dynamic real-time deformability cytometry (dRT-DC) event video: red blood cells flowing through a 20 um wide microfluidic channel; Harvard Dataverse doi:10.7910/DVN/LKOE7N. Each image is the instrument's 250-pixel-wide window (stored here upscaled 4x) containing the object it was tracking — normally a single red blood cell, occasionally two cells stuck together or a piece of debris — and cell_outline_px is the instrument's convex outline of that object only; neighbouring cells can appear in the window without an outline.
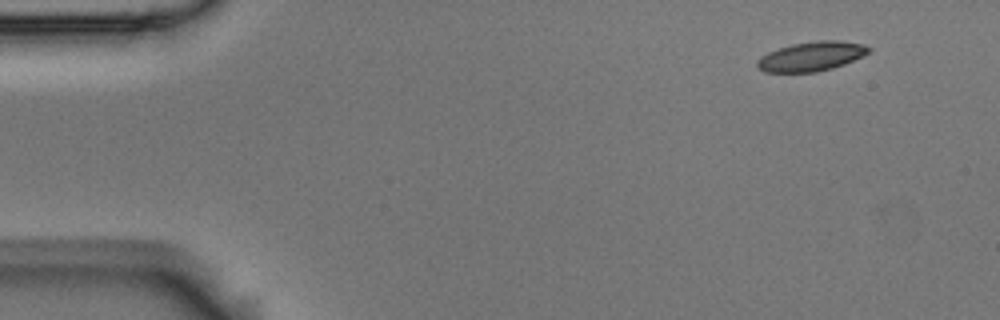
{"species": "Egyptian fruit bat (a non-hibernating species)", "species_latin": "Rousettus aegyptiacus", "temperature_condition": "room temperature", "stored_images_in_passage": 4, "camera_frame_rate_fps": 3000, "um_per_image_px": 0.085, "animal": {"sex": "male"}, "frame": {"image": 1, "passage_image": 1, "time_ms": 0.0, "image_size_px": [1000, 320], "cell_outline_px": [[872, 48], [868, 52], [844, 64], [832, 68], [816, 72], [764, 72], [756, 64], [756, 60], [760, 56], [768, 52], [792, 44], [816, 40], [840, 40], [864, 44]], "centroid_in_image_um": [68.95, 4.78], "position_along_channel_um": 16.0, "area_um2": 19.02}}
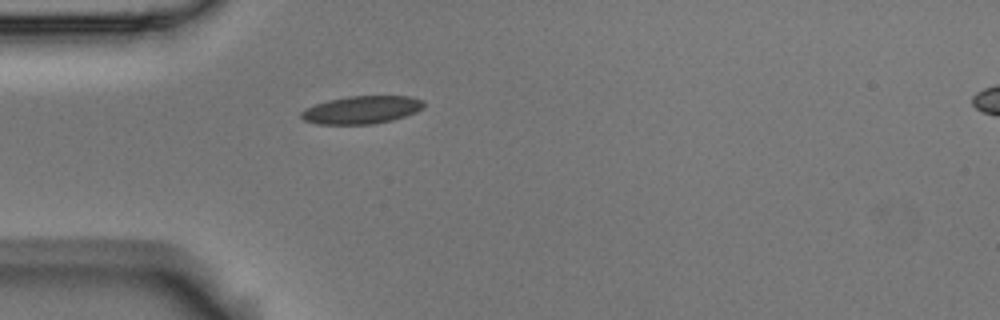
{"frame": {"image": 2, "passage_image": 4, "time_ms": 1.0, "image_size_px": [1000, 320], "cell_outline_px": [[424, 108], [416, 112], [392, 120], [376, 124], [316, 124], [304, 120], [300, 116], [300, 112], [316, 104], [328, 100], [348, 96], [408, 96], [424, 100]], "centroid_in_image_um": [30.76, 9.34], "position_along_channel_um": 54.2, "area_um2": 19.88}}